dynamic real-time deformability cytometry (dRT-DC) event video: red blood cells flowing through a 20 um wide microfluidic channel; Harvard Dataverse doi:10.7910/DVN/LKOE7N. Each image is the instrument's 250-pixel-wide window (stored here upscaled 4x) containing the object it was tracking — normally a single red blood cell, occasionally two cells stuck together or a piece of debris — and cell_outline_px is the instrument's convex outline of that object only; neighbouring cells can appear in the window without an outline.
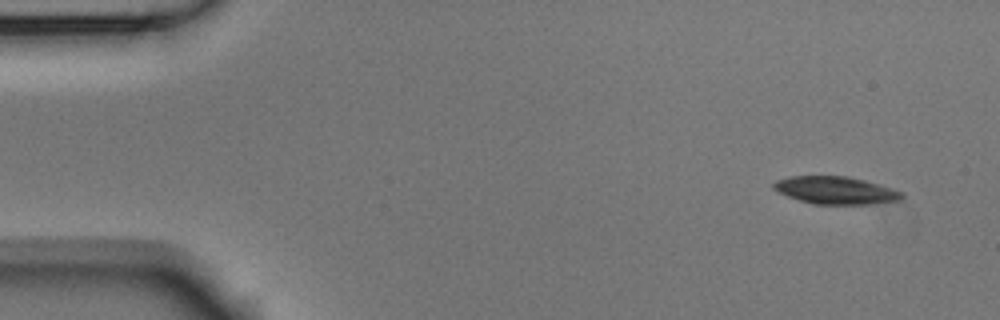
{"species": "Egyptian fruit bat (a non-hibernating species)", "species_latin": "Rousettus aegyptiacus", "temperature_condition": "room temperature", "stored_images_in_passage": 4, "camera_frame_rate_fps": 3000, "um_per_image_px": 0.085, "animal": {"sex": "male"}, "frame": {"image": 1, "passage_image": 1, "time_ms": 0.0, "image_size_px": [1000, 320], "cell_outline_px": [[904, 196], [900, 200], [872, 204], [812, 204], [788, 196], [772, 188], [772, 184], [776, 180], [792, 176], [848, 176], [864, 180], [892, 188], [904, 192]], "centroid_in_image_um": [71.05, 16.18], "position_along_channel_um": 14.0, "area_um2": 20.58}}